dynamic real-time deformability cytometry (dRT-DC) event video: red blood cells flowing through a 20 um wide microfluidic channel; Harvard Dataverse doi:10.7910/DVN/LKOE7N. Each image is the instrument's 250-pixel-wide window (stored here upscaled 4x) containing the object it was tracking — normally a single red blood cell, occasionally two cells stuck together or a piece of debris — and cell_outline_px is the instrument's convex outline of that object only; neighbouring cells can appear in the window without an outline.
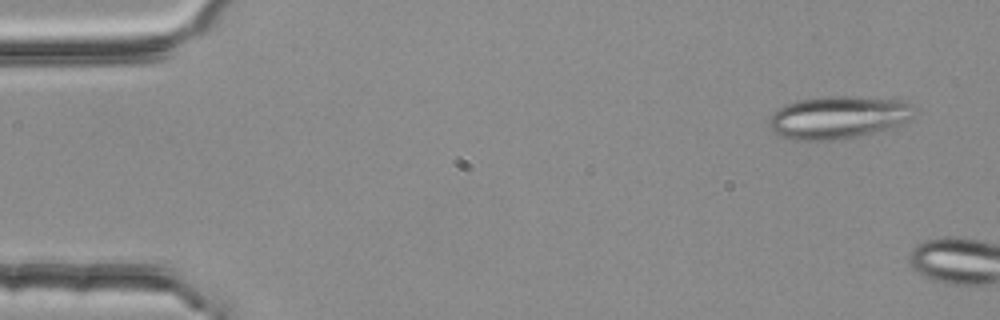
{"species": "common noctule bat (a hibernating species)", "species_latin": "Nyctalus noctula", "temperature_condition": "room temperature", "stored_images_in_passage": 7, "camera_frame_rate_fps": 3000, "um_per_image_px": 0.085, "animal": {"sex": "female", "body_mass_g": 25.1}, "frame": {"image": 1, "passage_image": 4, "time_ms": 1.0, "image_size_px": [1000, 320], "cell_outline_px": [[916, 108], [912, 116], [908, 120], [872, 132], [844, 140], [796, 140], [780, 136], [772, 132], [768, 124], [768, 120], [776, 108], [784, 104], [796, 100], [824, 96], [852, 96], [908, 100]], "centroid_in_image_um": [71.19, 9.95], "position_along_channel_um": 13.8, "area_um2": 36.41}}